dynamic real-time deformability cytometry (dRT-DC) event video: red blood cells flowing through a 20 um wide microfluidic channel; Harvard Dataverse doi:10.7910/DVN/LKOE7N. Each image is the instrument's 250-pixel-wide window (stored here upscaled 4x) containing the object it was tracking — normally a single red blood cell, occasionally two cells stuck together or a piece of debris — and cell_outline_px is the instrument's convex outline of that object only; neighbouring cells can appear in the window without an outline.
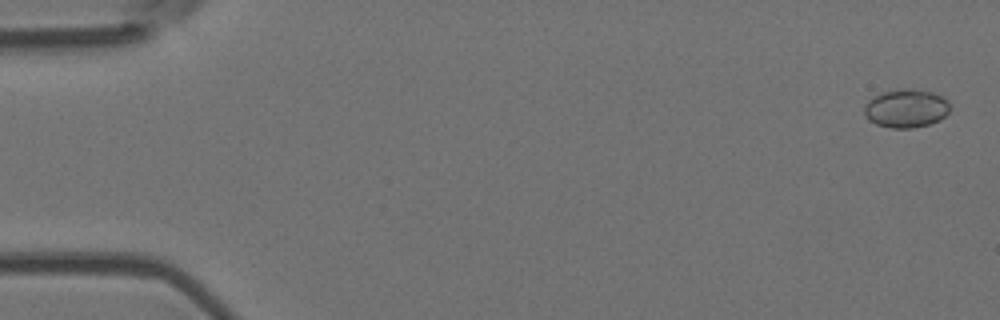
{"species": "Egyptian fruit bat (a non-hibernating species)", "species_latin": "Rousettus aegyptiacus", "temperature_condition": "room temperature", "stored_images_in_passage": 55, "camera_frame_rate_fps": 3000, "um_per_image_px": 0.085, "animal": {"sex": "female"}, "frame": {"image": 1, "passage_image": 2, "time_ms": 0.333, "image_size_px": [1000, 320], "cell_outline_px": [[948, 112], [940, 120], [928, 124], [912, 128], [892, 128], [876, 124], [868, 120], [864, 116], [864, 104], [868, 100], [884, 92], [900, 88], [912, 88], [932, 92], [948, 100]], "centroid_in_image_um": [76.99, 9.21], "position_along_channel_um": 8.0, "area_um2": 19.19}}
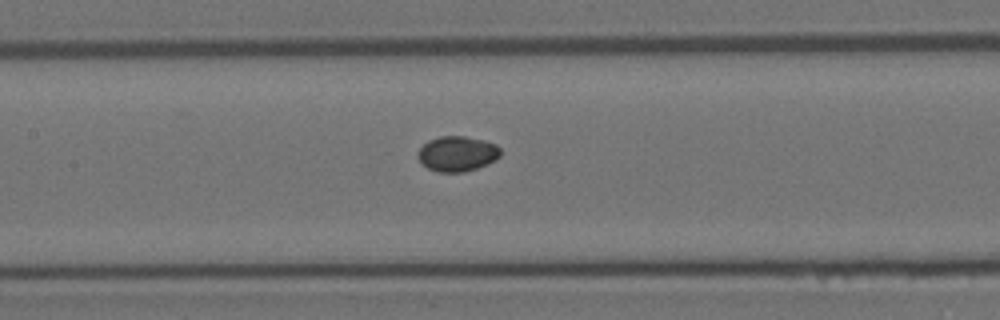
{"frame": {"image": 2, "passage_image": 26, "time_ms": 8.333, "image_size_px": [1000, 320], "cell_outline_px": [[500, 156], [496, 160], [488, 164], [464, 172], [436, 172], [428, 168], [416, 156], [420, 148], [428, 140], [440, 136], [464, 136], [484, 140], [496, 144], [500, 148]], "centroid_in_image_um": [38.88, 13.06], "position_along_channel_um": 168.5, "area_um2": 16.99}}
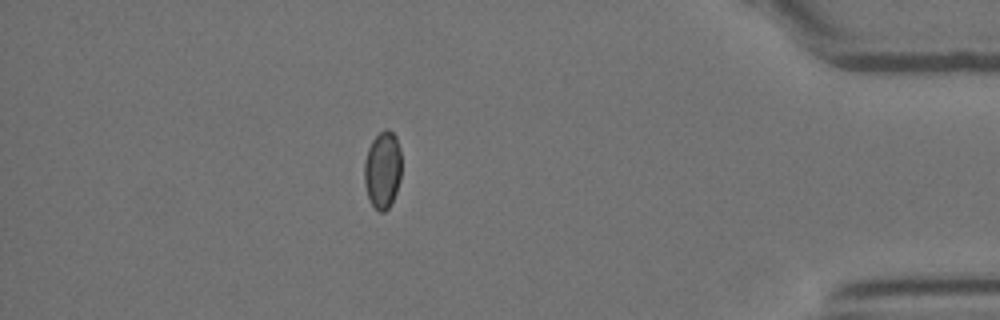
{"frame": {"image": 3, "passage_image": 48, "time_ms": 15.667, "image_size_px": [1000, 320], "cell_outline_px": [[400, 180], [396, 192], [388, 208], [384, 212], [380, 212], [372, 204], [368, 196], [364, 184], [364, 164], [368, 148], [372, 140], [384, 128], [388, 128], [396, 136], [400, 148]], "centroid_in_image_um": [32.52, 14.41], "position_along_channel_um": 402.7, "area_um2": 16.7}, "authors_computed_cell_mechanics": {"area_um2": 16.9932, "velocity_mm_per_s": 3.7829, "shape_relaxation_time_tau1_ms": null, "shape_relaxation_time_tau2_ms": 7.6512, "deformation_change_tau1": null, "deformation_change_tau2": 0.0403}}